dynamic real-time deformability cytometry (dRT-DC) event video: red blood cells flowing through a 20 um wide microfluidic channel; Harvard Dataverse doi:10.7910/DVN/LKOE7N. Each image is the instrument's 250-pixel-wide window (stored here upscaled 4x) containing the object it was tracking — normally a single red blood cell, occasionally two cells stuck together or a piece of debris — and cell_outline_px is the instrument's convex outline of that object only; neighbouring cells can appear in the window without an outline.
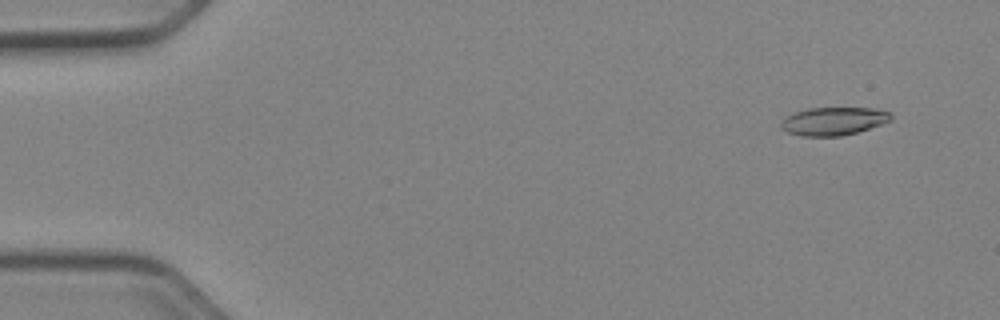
{"species": "Egyptian fruit bat (a non-hibernating species)", "species_latin": "Rousettus aegyptiacus", "temperature_condition": "cold", "stored_images_in_passage": 52, "camera_frame_rate_fps": 3000, "um_per_image_px": 0.085, "animal": {"sex": "female"}, "frame": {"image": 1, "passage_image": 4, "time_ms": 1.0, "image_size_px": [1000, 320], "cell_outline_px": [[892, 116], [888, 120], [880, 124], [856, 132], [840, 136], [804, 136], [788, 132], [780, 128], [780, 124], [784, 116], [792, 112], [808, 108], [872, 108], [892, 112]], "centroid_in_image_um": [70.78, 10.28], "position_along_channel_um": 14.2, "area_um2": 17.92}}
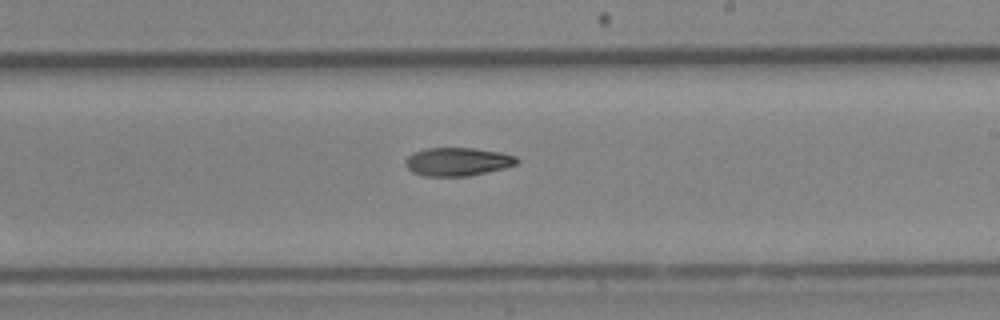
{"frame": {"image": 2, "passage_image": 31, "time_ms": 10.0, "image_size_px": [1000, 320], "cell_outline_px": [[520, 160], [516, 164], [504, 168], [468, 176], [424, 176], [412, 172], [404, 164], [404, 160], [412, 152], [428, 148], [476, 148], [500, 152], [516, 156]], "centroid_in_image_um": [38.87, 13.74], "position_along_channel_um": 250.1, "area_um2": 18.5}}
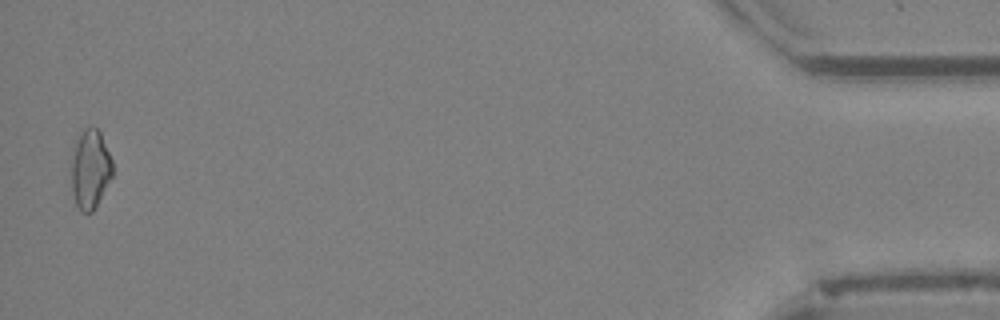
{"frame": {"image": 3, "passage_image": 51, "time_ms": 16.667, "image_size_px": [1000, 320], "cell_outline_px": [[112, 176], [92, 212], [80, 212], [76, 204], [72, 192], [72, 160], [76, 144], [84, 128], [96, 128], [100, 132], [112, 160]], "centroid_in_image_um": [7.67, 14.41], "position_along_channel_um": 427.5, "area_um2": 18.38}, "authors_computed_cell_mechanics": {"area_um2": 18.496, "velocity_mm_per_s": 3.9754, "shape_relaxation_time_tau1_ms": 10.3308, "shape_relaxation_time_tau2_ms": null, "deformation_change_tau1": 0.2185, "deformation_change_tau2": null}}